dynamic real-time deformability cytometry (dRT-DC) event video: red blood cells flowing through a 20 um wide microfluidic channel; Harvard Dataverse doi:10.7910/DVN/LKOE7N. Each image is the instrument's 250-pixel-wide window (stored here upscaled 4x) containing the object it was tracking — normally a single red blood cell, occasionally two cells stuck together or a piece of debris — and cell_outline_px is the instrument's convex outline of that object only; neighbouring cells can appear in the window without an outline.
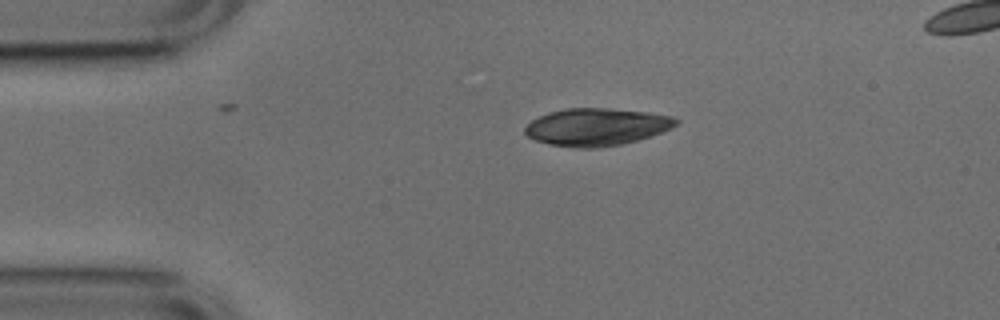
{"species": "common noctule bat (a hibernating species)", "species_latin": "Nyctalus noctula", "temperature_condition": "cold", "stored_images_in_passage": 25, "camera_frame_rate_fps": 3000, "um_per_image_px": 0.085, "animal": {"sex": "male", "body_mass_g": 17.9, "forearm_length_mm": 54.2}, "frame": {"image": 1, "passage_image": 1, "time_ms": 0.0, "image_size_px": [1000, 320], "cell_outline_px": [[680, 120], [672, 128], [636, 140], [620, 144], [596, 148], [576, 148], [548, 144], [536, 140], [528, 136], [524, 132], [524, 128], [532, 120], [548, 112], [564, 108], [608, 108], [648, 112], [672, 116]], "centroid_in_image_um": [50.68, 10.78], "position_along_channel_um": 34.3, "area_um2": 32.83}}